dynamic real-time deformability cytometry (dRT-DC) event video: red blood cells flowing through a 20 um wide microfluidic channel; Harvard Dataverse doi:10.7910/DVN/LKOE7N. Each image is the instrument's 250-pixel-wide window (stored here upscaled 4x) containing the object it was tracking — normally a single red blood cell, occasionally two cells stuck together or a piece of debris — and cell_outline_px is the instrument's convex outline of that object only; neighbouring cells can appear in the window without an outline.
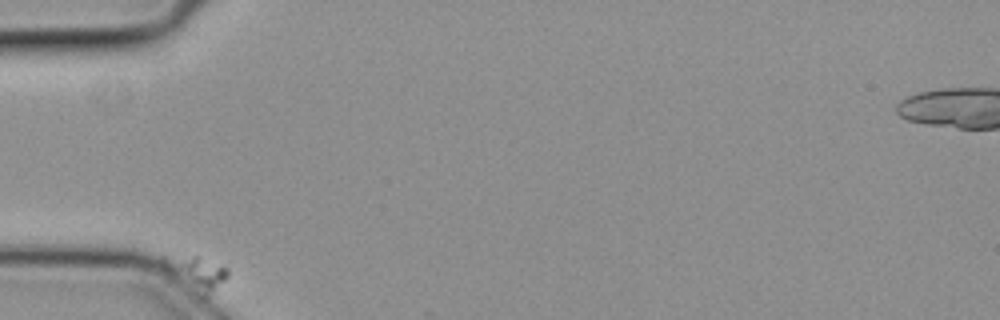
{"species": "common noctule bat (a hibernating species)", "species_latin": "Nyctalus noctula", "temperature_condition": "cold", "stored_images_in_passage": 10, "camera_frame_rate_fps": 3000, "um_per_image_px": 0.085, "animal": {"sex": "female", "body_mass_g": 19.3, "forearm_length_mm": 54.1}, "frame": {"image": 1, "passage_image": 1, "time_ms": 0.0, "image_size_px": [1000, 320], "cell_outline_px": [[228, 276], [224, 280], [204, 296], [168, 272], [164, 268], [160, 260], [160, 256], [196, 256], [228, 268]], "centroid_in_image_um": [16.62, 23.12], "position_along_channel_um": 68.4, "area_um2": 11.79}}